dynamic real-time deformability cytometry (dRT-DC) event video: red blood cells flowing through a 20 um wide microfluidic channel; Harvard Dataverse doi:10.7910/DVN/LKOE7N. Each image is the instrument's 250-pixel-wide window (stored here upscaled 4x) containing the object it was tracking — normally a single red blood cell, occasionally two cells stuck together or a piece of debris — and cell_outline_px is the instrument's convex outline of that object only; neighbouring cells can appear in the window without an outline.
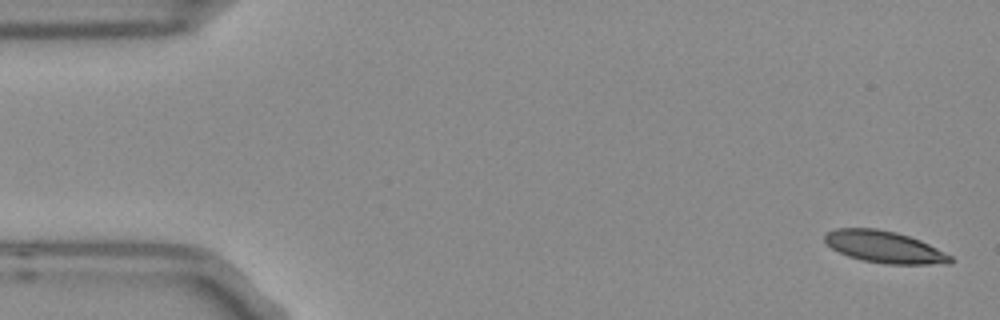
{"species": "Egyptian fruit bat (a non-hibernating species)", "species_latin": "Rousettus aegyptiacus", "temperature_condition": "room temperature", "stored_images_in_passage": 4, "camera_frame_rate_fps": 3000, "um_per_image_px": 0.085, "frame": {"image": 1, "passage_image": 1, "time_ms": 0.0, "image_size_px": [1000, 320], "cell_outline_px": [[956, 260], [952, 264], [884, 264], [864, 260], [848, 256], [832, 248], [824, 240], [824, 236], [828, 232], [836, 228], [876, 228], [896, 232], [920, 240], [952, 256]], "centroid_in_image_um": [75.22, 21.0], "position_along_channel_um": 9.8, "area_um2": 23.29}}
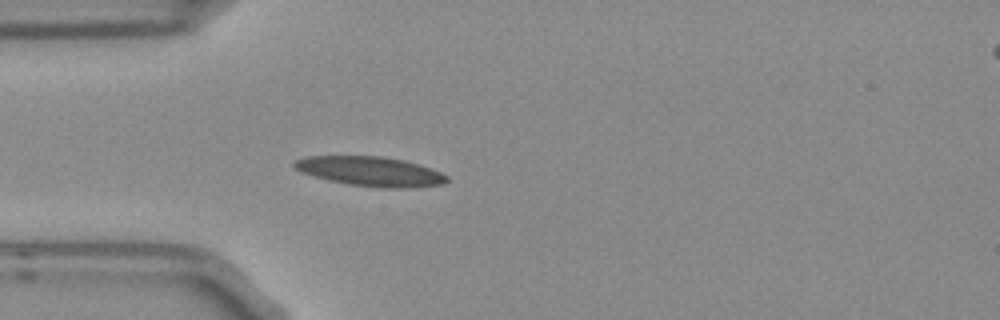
{"frame": {"image": 2, "passage_image": 4, "time_ms": 1.0, "image_size_px": [1000, 320], "cell_outline_px": [[448, 180], [444, 184], [408, 188], [384, 188], [348, 184], [328, 180], [312, 176], [300, 172], [292, 164], [296, 160], [304, 156], [380, 156], [404, 160], [420, 164], [432, 168], [448, 176]], "centroid_in_image_um": [31.49, 14.57], "position_along_channel_um": 53.5, "area_um2": 26.41}}